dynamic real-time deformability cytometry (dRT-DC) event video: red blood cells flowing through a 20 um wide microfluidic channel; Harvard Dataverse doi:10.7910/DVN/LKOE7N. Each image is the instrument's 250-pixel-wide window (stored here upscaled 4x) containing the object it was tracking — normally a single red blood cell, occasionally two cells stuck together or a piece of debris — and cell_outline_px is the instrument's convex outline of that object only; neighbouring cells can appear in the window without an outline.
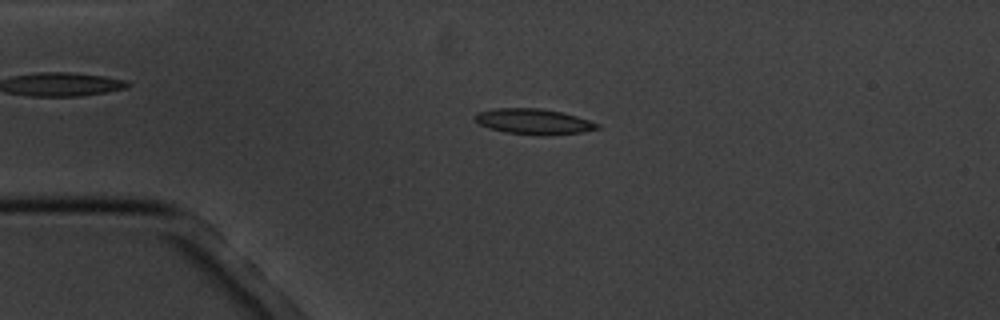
{"species": "common noctule bat (a hibernating species)", "species_latin": "Nyctalus noctula", "temperature_condition": "cold", "stored_images_in_passage": 5, "camera_frame_rate_fps": 3000, "um_per_image_px": 0.085, "animal": {"sex": "male", "body_mass_g": 20.1, "forearm_length_mm": 53.5}, "frame": {"image": 1, "passage_image": 3, "time_ms": 3.0, "image_size_px": [1000, 320], "cell_outline_px": [[600, 128], [584, 132], [504, 132], [488, 128], [480, 124], [476, 120], [476, 112], [496, 108], [540, 108], [564, 112], [600, 124]], "centroid_in_image_um": [45.33, 10.27], "position_along_channel_um": 39.7, "area_um2": 17.17}}
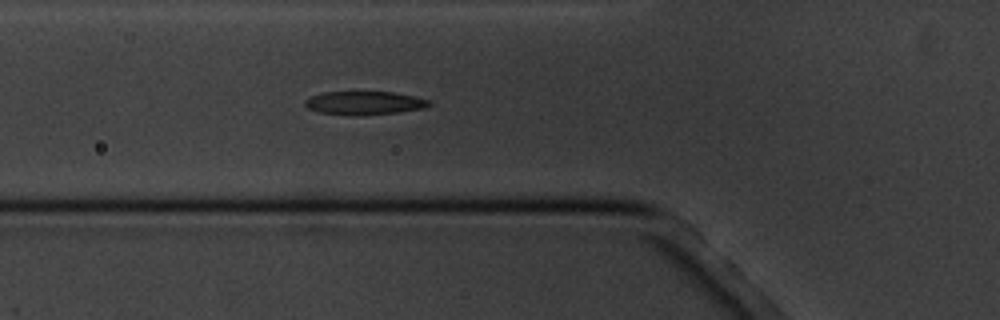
{"frame": {"image": 2, "passage_image": 5, "time_ms": 5.333, "image_size_px": [1000, 320], "cell_outline_px": [[432, 104], [424, 108], [400, 112], [360, 116], [320, 112], [308, 108], [304, 104], [304, 100], [308, 96], [324, 92], [396, 92], [432, 100]], "centroid_in_image_um": [31.0, 8.75], "position_along_channel_um": 94.8, "area_um2": 17.17}}